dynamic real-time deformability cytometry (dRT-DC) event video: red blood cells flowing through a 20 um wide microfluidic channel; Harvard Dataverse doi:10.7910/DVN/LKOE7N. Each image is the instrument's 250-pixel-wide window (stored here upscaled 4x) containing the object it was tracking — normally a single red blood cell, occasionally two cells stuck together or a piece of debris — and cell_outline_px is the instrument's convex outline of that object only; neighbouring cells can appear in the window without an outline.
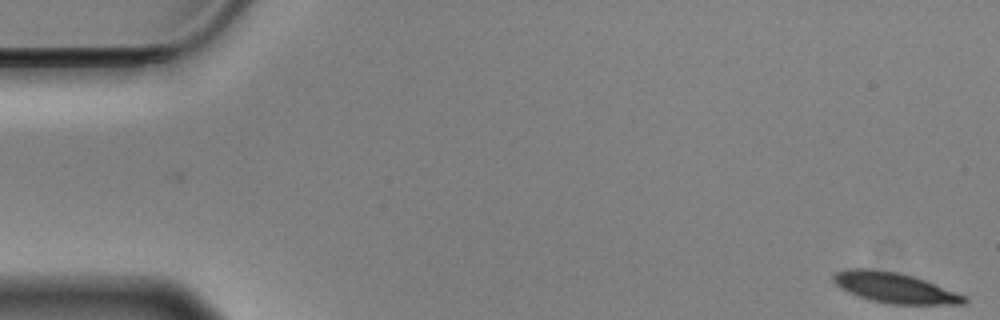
{"species": "Egyptian fruit bat (a non-hibernating species)", "species_latin": "Rousettus aegyptiacus", "temperature_condition": "cold", "stored_images_in_passage": 58, "segment_of_instrument_passage": [1, 2], "camera_frame_rate_fps": 3000, "um_per_image_px": 0.085, "animal": {"sex": "male"}, "frame": {"image": 1, "passage_image": 1, "time_ms": 0.0, "image_size_px": [1000, 320], "cell_outline_px": [[968, 300], [964, 304], [892, 304], [872, 300], [848, 292], [840, 288], [832, 280], [832, 276], [836, 272], [852, 268], [872, 268], [896, 272], [912, 276], [924, 280], [964, 296]], "centroid_in_image_um": [75.99, 24.45], "position_along_channel_um": 9.0, "area_um2": 22.72}}
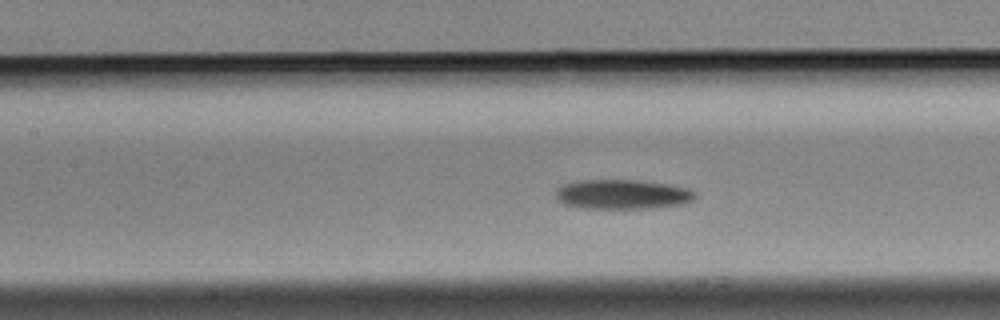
{"frame": {"image": 2, "passage_image": 25, "time_ms": 8.0, "image_size_px": [1000, 320], "cell_outline_px": [[696, 196], [692, 200], [684, 204], [656, 208], [580, 208], [564, 204], [556, 200], [556, 188], [564, 184], [576, 180], [640, 180], [668, 184], [688, 188], [696, 192]], "centroid_in_image_um": [52.9, 16.52], "position_along_channel_um": 154.5, "area_um2": 24.33}}
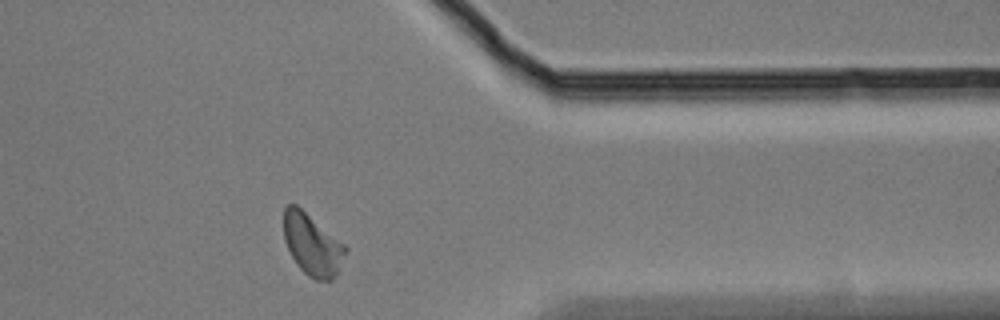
{"frame": {"image": 3, "passage_image": 46, "time_ms": 15.0, "image_size_px": [1000, 320], "cell_outline_px": [[348, 248], [336, 276], [332, 280], [316, 280], [308, 276], [296, 264], [284, 240], [284, 208], [288, 204], [296, 204], [344, 244]], "centroid_in_image_um": [26.54, 20.81], "position_along_channel_um": 384.9, "area_um2": 21.91}}